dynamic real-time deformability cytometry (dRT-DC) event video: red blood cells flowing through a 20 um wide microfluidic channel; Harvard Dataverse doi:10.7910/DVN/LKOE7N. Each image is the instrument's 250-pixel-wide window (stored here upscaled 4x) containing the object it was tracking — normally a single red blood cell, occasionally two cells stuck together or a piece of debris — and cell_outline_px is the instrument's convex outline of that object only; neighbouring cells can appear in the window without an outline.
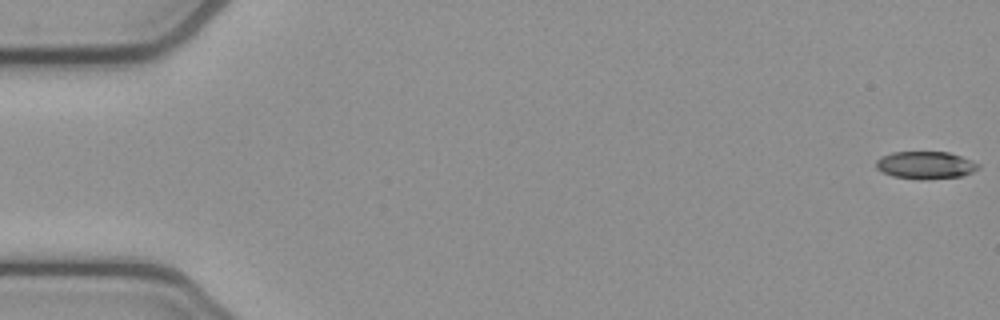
{"species": "common noctule bat (a hibernating species)", "species_latin": "Nyctalus noctula", "temperature_condition": "cold", "stored_images_in_passage": 13, "camera_frame_rate_fps": 3000, "um_per_image_px": 0.085, "animal": {"sex": "female", "body_mass_g": 21.9}, "frame": {"image": 1, "passage_image": 1, "time_ms": 0.0, "image_size_px": [1000, 320], "cell_outline_px": [[980, 168], [972, 172], [960, 176], [924, 180], [920, 180], [892, 176], [876, 168], [876, 160], [880, 156], [892, 152], [948, 152], [972, 160], [980, 164]], "centroid_in_image_um": [78.66, 14.04], "position_along_channel_um": 6.3, "area_um2": 16.47}}